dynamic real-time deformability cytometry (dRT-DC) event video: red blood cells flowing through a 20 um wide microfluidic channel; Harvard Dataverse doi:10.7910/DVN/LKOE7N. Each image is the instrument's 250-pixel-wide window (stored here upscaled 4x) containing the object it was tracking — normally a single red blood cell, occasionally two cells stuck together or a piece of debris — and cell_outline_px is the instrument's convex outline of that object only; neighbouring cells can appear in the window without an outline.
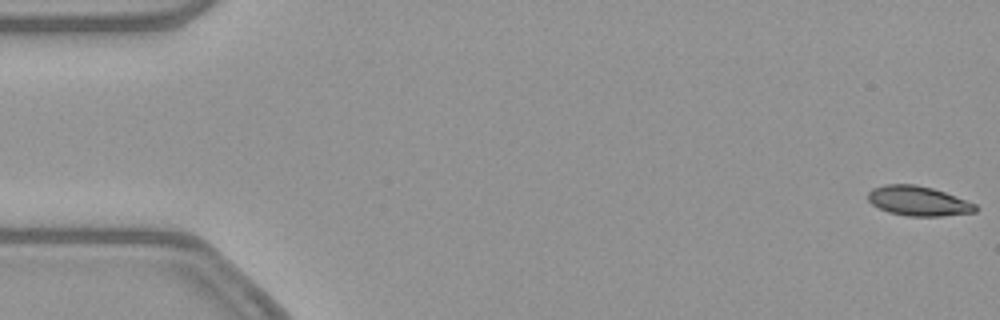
{"species": "common noctule bat (a hibernating species)", "species_latin": "Nyctalus noctula", "temperature_condition": "warm", "stored_images_in_passage": 53, "camera_frame_rate_fps": 3000, "um_per_image_px": 0.085, "animal": {"sex": "female", "body_mass_g": 21.9}, "frame": {"image": 1, "passage_image": 1, "time_ms": 0.0, "image_size_px": [1000, 320], "cell_outline_px": [[976, 212], [944, 216], [908, 216], [888, 212], [872, 204], [868, 200], [868, 192], [872, 188], [888, 184], [912, 184], [932, 188], [944, 192], [976, 204]], "centroid_in_image_um": [78.04, 17.09], "position_along_channel_um": 7.0, "area_um2": 18.44}}
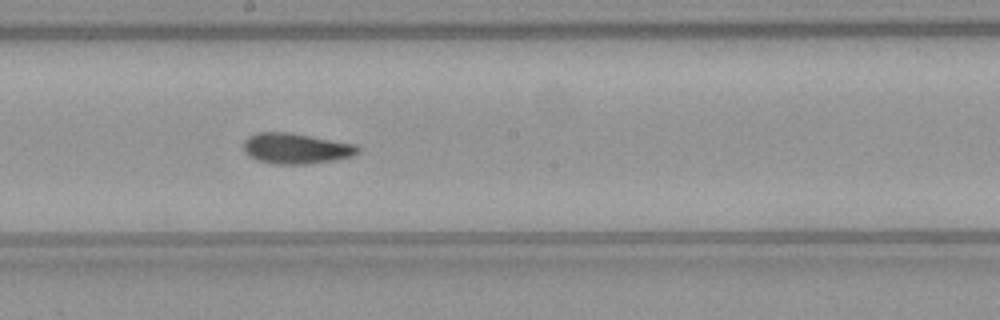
{"frame": {"image": 2, "passage_image": 29, "time_ms": 9.333, "image_size_px": [1000, 320], "cell_outline_px": [[360, 152], [352, 156], [332, 160], [304, 164], [272, 164], [256, 160], [244, 148], [244, 140], [248, 136], [256, 132], [292, 132], [356, 144], [360, 148]], "centroid_in_image_um": [25.18, 12.6], "position_along_channel_um": 223.0, "area_um2": 20.4}}
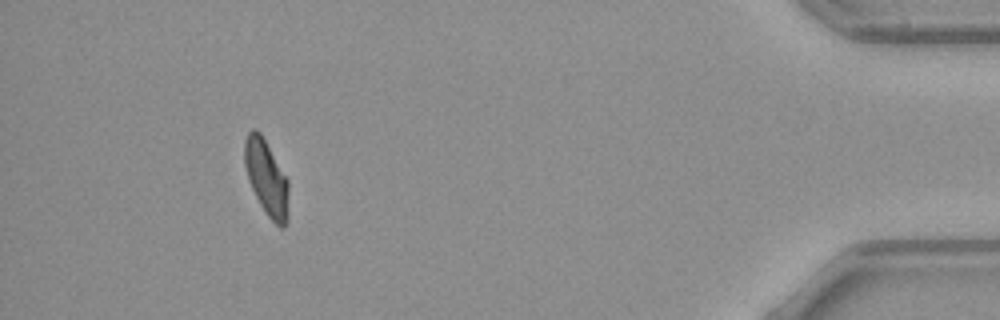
{"frame": {"image": 3, "passage_image": 49, "time_ms": 16.0, "image_size_px": [1000, 320], "cell_outline_px": [[288, 220], [284, 228], [280, 228], [268, 216], [260, 204], [248, 180], [244, 164], [244, 140], [248, 132], [252, 128], [256, 128], [260, 132], [288, 180]], "centroid_in_image_um": [22.64, 15.11], "position_along_channel_um": 412.6, "area_um2": 19.36}, "authors_computed_cell_mechanics": {"area_um2": 19.7098, "velocity_mm_per_s": 3.8734, "shape_relaxation_time_tau1_ms": 9.401, "shape_relaxation_time_tau2_ms": 2.6422, "deformation_change_tau1": 0.2064, "deformation_change_tau2": 0.0819}}